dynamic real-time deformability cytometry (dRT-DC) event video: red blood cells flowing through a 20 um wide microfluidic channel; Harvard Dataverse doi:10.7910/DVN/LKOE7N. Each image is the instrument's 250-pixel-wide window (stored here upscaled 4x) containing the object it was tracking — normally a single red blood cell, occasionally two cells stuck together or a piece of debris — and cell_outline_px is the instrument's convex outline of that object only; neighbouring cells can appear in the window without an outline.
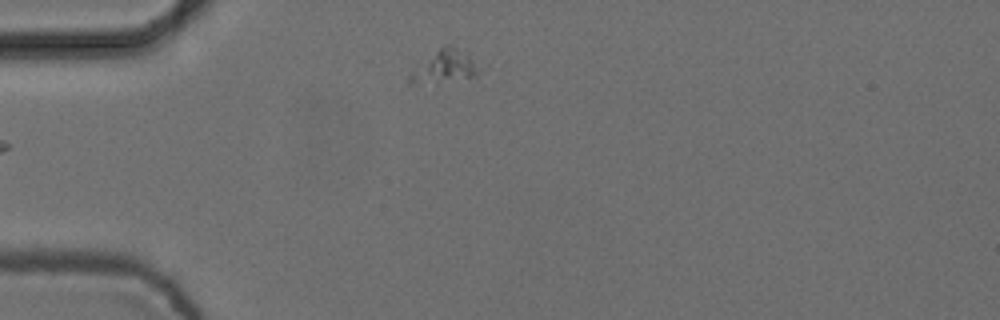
{"species": "common noctule bat (a hibernating species)", "species_latin": "Nyctalus noctula", "temperature_condition": "cold", "stored_images_in_passage": 6, "camera_frame_rate_fps": 3000, "um_per_image_px": 0.085, "animal": {"sex": "female", "body_mass_g": 24.6, "forearm_length_mm": 56.2}, "frame": {"image": 1, "passage_image": 6, "time_ms": 1.667, "image_size_px": [1000, 320], "cell_outline_px": [[488, 68], [476, 80], [436, 84], [408, 84], [408, 76], [412, 68], [444, 44], [452, 44], [468, 52]], "centroid_in_image_um": [37.98, 5.71], "position_along_channel_um": 47.0, "area_um2": 15.32}}